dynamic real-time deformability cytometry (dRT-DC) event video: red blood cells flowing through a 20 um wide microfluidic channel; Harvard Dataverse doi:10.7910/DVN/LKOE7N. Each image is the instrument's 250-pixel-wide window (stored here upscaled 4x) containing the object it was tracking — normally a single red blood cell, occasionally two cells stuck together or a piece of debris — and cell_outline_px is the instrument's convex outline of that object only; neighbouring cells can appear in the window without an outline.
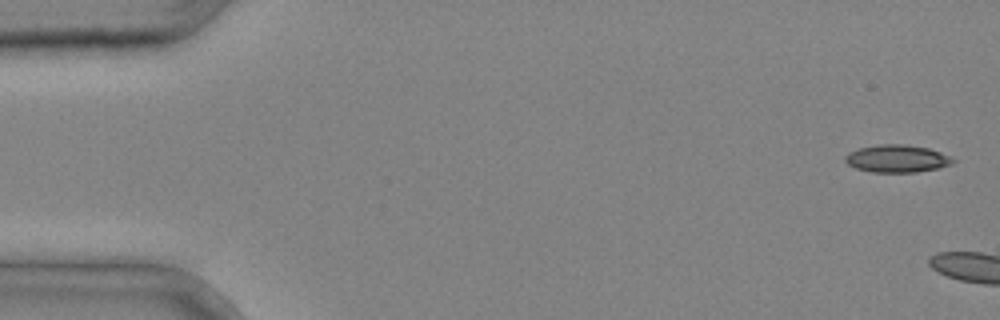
{"species": "common noctule bat (a hibernating species)", "species_latin": "Nyctalus noctula", "temperature_condition": "cold", "stored_images_in_passage": 4, "camera_frame_rate_fps": 3000, "um_per_image_px": 0.085, "animal": {"sex": "male", "body_mass_g": 20.4}, "frame": {"image": 1, "passage_image": 1, "time_ms": 0.0, "image_size_px": [1000, 320], "cell_outline_px": [[956, 160], [952, 164], [940, 168], [916, 172], [872, 172], [856, 168], [848, 164], [844, 160], [844, 156], [848, 152], [860, 148], [876, 144], [908, 144], [928, 148], [940, 152]], "centroid_in_image_um": [76.24, 13.48], "position_along_channel_um": 8.8, "area_um2": 17.4}}